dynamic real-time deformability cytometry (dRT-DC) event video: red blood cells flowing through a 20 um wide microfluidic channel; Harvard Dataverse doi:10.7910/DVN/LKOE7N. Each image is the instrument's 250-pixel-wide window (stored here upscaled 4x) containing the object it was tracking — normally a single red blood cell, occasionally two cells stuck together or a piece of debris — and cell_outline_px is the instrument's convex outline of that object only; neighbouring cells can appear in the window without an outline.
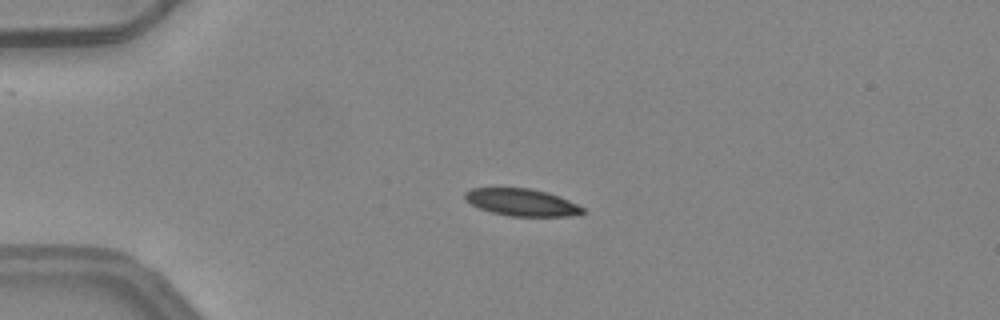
{"species": "common noctule bat (a hibernating species)", "species_latin": "Nyctalus noctula", "temperature_condition": "warm", "stored_images_in_passage": 4, "camera_frame_rate_fps": 3000, "um_per_image_px": 0.085, "animal": {"sex": "female", "body_mass_g": 24.6, "forearm_length_mm": 56.2}, "frame": {"image": 1, "passage_image": 3, "time_ms": 0.667, "image_size_px": [1000, 320], "cell_outline_px": [[584, 212], [568, 216], [508, 216], [492, 212], [480, 208], [472, 204], [464, 196], [464, 192], [472, 188], [528, 188], [548, 192], [568, 200], [584, 208]], "centroid_in_image_um": [44.34, 17.19], "position_along_channel_um": 40.7, "area_um2": 18.38}}